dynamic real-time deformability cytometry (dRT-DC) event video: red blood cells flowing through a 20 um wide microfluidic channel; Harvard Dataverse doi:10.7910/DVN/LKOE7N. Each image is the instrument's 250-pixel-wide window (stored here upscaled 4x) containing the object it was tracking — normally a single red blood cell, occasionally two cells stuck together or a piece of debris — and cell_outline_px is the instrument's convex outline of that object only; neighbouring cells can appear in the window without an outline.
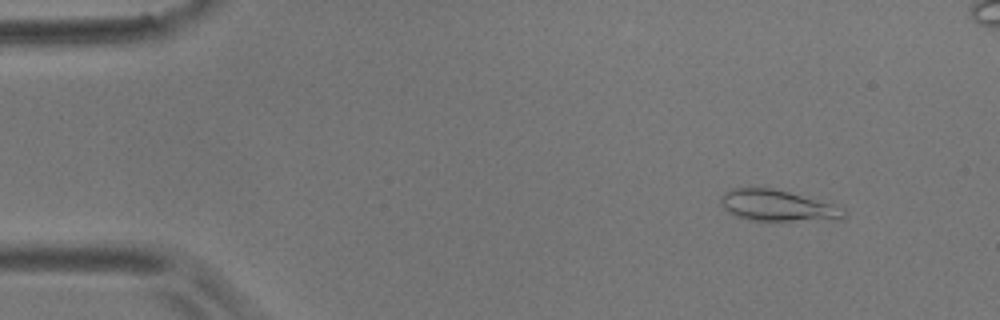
{"species": "common noctule bat (a hibernating species)", "species_latin": "Nyctalus noctula", "temperature_condition": "room temperature", "stored_images_in_passage": 57, "camera_frame_rate_fps": 3000, "um_per_image_px": 0.085, "animal": {"sex": "male", "body_mass_g": 17.9}, "frame": {"image": 1, "passage_image": 6, "time_ms": 1.667, "image_size_px": [1000, 320], "cell_outline_px": [[848, 216], [840, 220], [748, 220], [736, 216], [728, 212], [720, 204], [720, 196], [724, 192], [732, 188], [772, 188], [788, 192], [832, 204], [844, 208], [848, 212]], "centroid_in_image_um": [66.1, 17.49], "position_along_channel_um": 18.9, "area_um2": 22.37}}
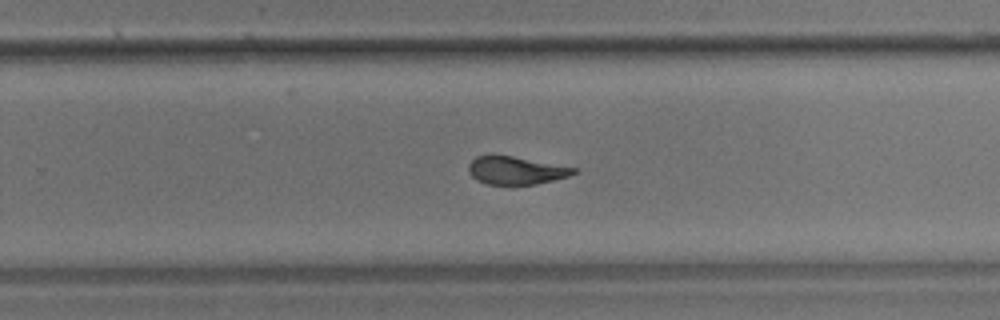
{"frame": {"image": 2, "passage_image": 36, "time_ms": 11.667, "image_size_px": [1000, 320], "cell_outline_px": [[576, 172], [568, 176], [536, 184], [484, 184], [476, 180], [468, 172], [468, 164], [476, 156], [512, 156], [576, 168]], "centroid_in_image_um": [43.8, 14.49], "position_along_channel_um": 286.0, "area_um2": 16.76}}
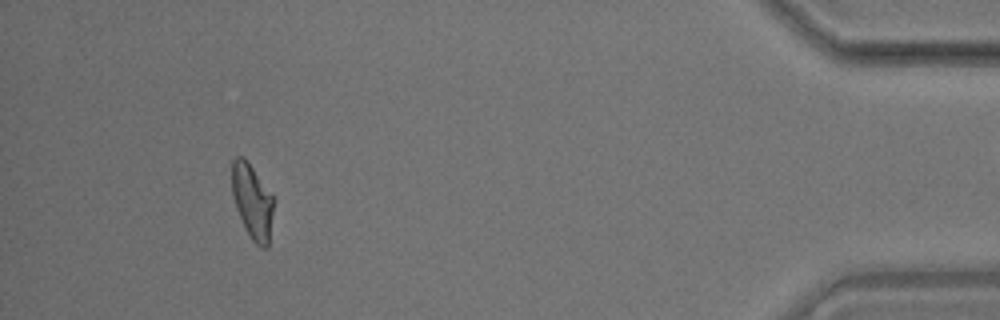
{"frame": {"image": 3, "passage_image": 52, "time_ms": 17.0, "image_size_px": [1000, 320], "cell_outline_px": [[276, 200], [268, 248], [264, 248], [256, 244], [252, 240], [236, 208], [232, 196], [232, 160], [236, 156], [244, 156], [248, 160]], "centroid_in_image_um": [21.48, 17.09], "position_along_channel_um": 413.7, "area_um2": 18.5}, "authors_computed_cell_mechanics": {"area_um2": 18.8428, "velocity_mm_per_s": 3.5714, "shape_relaxation_time_tau1_ms": 6.2278, "shape_relaxation_time_tau2_ms": 1.5035, "deformation_change_tau1": 0.1933, "deformation_change_tau2": 0.071}}